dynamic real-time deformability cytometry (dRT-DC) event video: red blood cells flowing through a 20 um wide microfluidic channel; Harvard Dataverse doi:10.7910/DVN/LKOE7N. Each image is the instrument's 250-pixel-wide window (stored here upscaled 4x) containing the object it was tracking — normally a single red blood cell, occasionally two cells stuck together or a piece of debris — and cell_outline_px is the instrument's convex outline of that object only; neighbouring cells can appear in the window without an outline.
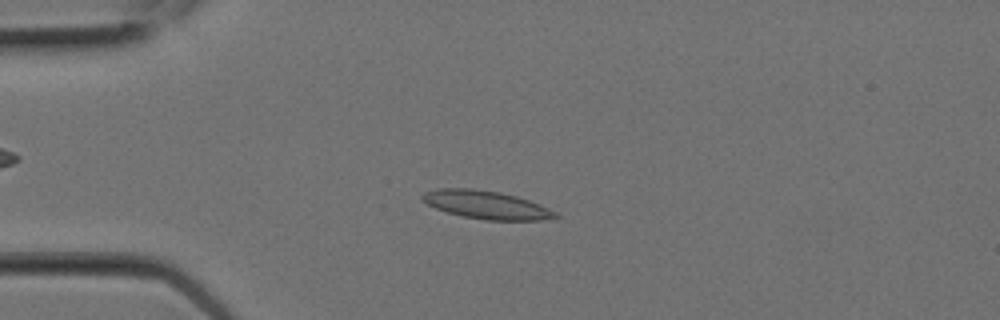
{"species": "Egyptian fruit bat (a non-hibernating species)", "species_latin": "Rousettus aegyptiacus", "temperature_condition": "room temperature", "stored_images_in_passage": 6, "camera_frame_rate_fps": 3000, "um_per_image_px": 0.085, "animal": {"sex": "female"}, "frame": {"image": 1, "passage_image": 5, "time_ms": 1.333, "image_size_px": [1000, 320], "cell_outline_px": [[560, 216], [556, 220], [484, 220], [464, 216], [448, 212], [436, 208], [428, 204], [420, 196], [424, 192], [436, 188], [472, 188], [500, 192], [516, 196], [528, 200], [548, 208], [556, 212]], "centroid_in_image_um": [41.38, 17.41], "position_along_channel_um": 43.6, "area_um2": 21.85}}